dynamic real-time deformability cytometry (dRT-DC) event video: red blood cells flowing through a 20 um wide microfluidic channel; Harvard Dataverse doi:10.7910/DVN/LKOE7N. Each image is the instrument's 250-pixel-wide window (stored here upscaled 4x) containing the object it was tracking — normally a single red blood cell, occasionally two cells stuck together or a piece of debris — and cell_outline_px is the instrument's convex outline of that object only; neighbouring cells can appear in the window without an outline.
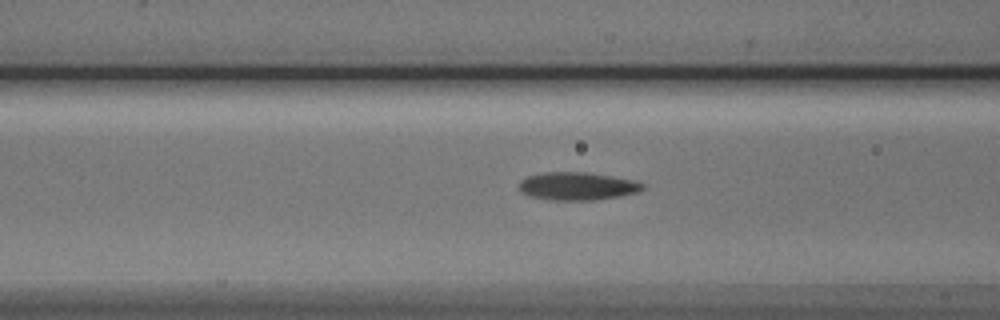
{"species": "Egyptian fruit bat (a non-hibernating species)", "species_latin": "Rousettus aegyptiacus", "temperature_condition": "cold", "stored_images_in_passage": 6, "segment_of_instrument_passage": [2, 2], "camera_frame_rate_fps": 3000, "um_per_image_px": 0.085, "animal": {"sex": "male"}, "frame": {"image": 1, "passage_image": 6, "time_ms": 6.667, "image_size_px": [1000, 320], "cell_outline_px": [[644, 188], [636, 192], [620, 196], [592, 200], [552, 200], [532, 196], [524, 192], [520, 188], [520, 180], [528, 176], [544, 172], [588, 172], [632, 180], [644, 184]], "centroid_in_image_um": [49.08, 15.81], "position_along_channel_um": 117.5, "area_um2": 19.77}}